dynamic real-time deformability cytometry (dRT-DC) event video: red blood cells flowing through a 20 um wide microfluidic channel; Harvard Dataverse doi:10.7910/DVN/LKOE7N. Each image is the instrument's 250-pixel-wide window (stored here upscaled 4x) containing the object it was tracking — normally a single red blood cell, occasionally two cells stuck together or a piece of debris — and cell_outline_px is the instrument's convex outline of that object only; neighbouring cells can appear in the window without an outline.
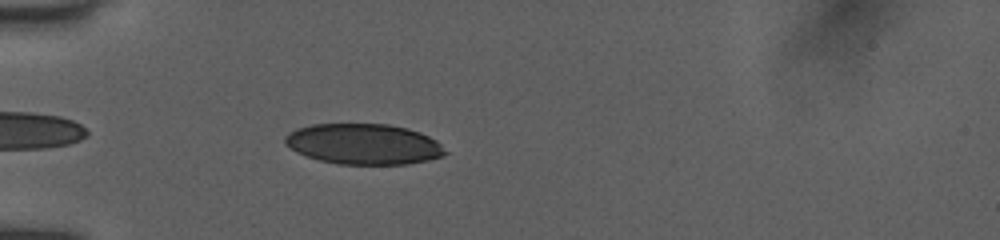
{"species": "human", "species_latin": "Homo sapiens", "temperature_condition": "room temperature", "stored_images_in_passage": 6, "camera_frame_rate_fps": 3000, "um_per_image_px": 0.085, "donor": {"sex": "female"}, "frame": {"image": 1, "passage_image": 4, "time_ms": 0.667, "image_size_px": [1000, 240], "cell_outline_px": [[448, 152], [444, 156], [428, 160], [408, 164], [336, 164], [320, 160], [296, 152], [284, 144], [284, 136], [288, 132], [296, 128], [312, 124], [388, 124], [408, 128], [420, 132], [436, 140]], "centroid_in_image_um": [30.9, 12.24], "position_along_channel_um": 54.1, "area_um2": 38.15}}